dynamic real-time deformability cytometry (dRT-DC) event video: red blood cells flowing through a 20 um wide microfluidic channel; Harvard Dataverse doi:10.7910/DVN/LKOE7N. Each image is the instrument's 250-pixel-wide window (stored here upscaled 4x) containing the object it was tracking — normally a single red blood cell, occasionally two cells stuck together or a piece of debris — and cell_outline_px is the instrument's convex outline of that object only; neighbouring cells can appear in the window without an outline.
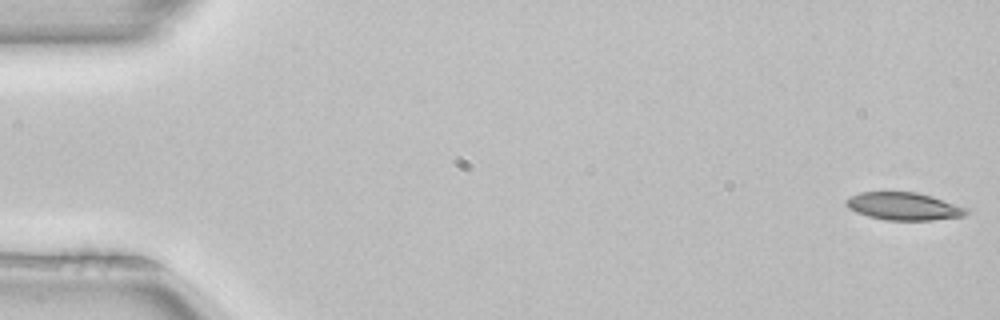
{"species": "common noctule bat (a hibernating species)", "species_latin": "Nyctalus noctula", "temperature_condition": "room temperature", "stored_images_in_passage": 5, "camera_frame_rate_fps": 3000, "um_per_image_px": 0.085, "animal": {"sex": "female", "body_mass_g": 22.7, "forearm_length_mm": 54.2}, "frame": {"image": 1, "passage_image": 1, "time_ms": 0.0, "image_size_px": [1000, 320], "cell_outline_px": [[972, 212], [964, 216], [932, 220], [884, 220], [868, 216], [856, 212], [848, 208], [844, 204], [844, 200], [860, 192], [916, 192], [932, 196], [972, 208]], "centroid_in_image_um": [76.89, 17.54], "position_along_channel_um": 8.1, "area_um2": 19.77}}
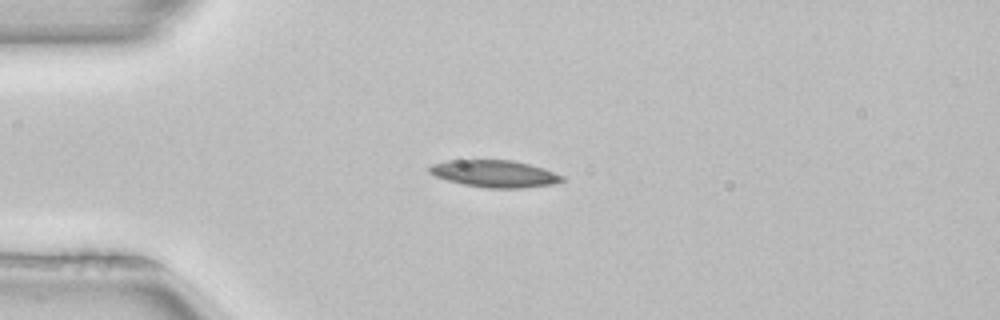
{"frame": {"image": 2, "passage_image": 4, "time_ms": 1.0, "image_size_px": [1000, 320], "cell_outline_px": [[564, 180], [552, 184], [524, 188], [488, 188], [464, 184], [448, 180], [436, 176], [428, 172], [428, 168], [432, 164], [448, 160], [512, 160], [544, 168], [564, 176]], "centroid_in_image_um": [42.05, 14.76], "position_along_channel_um": 43.0, "area_um2": 20.81}}